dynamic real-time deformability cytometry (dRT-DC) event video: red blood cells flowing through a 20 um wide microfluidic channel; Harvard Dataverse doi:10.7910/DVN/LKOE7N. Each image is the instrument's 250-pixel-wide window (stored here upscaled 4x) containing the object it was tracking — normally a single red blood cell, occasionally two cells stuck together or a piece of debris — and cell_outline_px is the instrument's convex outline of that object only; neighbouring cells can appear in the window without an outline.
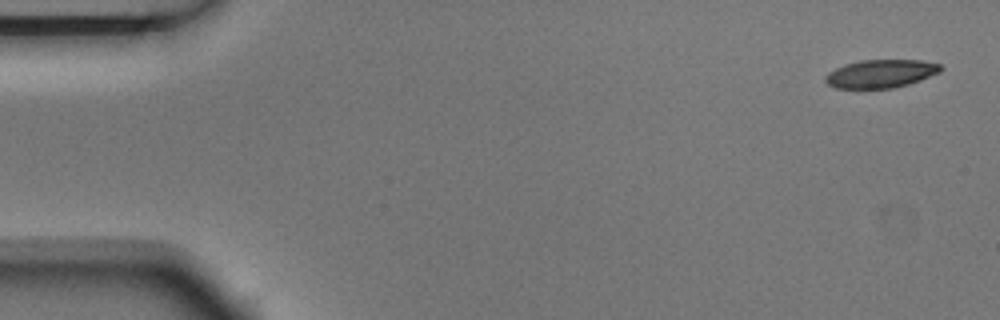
{"species": "Egyptian fruit bat (a non-hibernating species)", "species_latin": "Rousettus aegyptiacus", "temperature_condition": "room temperature", "stored_images_in_passage": 6, "camera_frame_rate_fps": 3000, "um_per_image_px": 0.085, "animal": {"sex": "male"}, "frame": {"image": 1, "passage_image": 1, "time_ms": 0.0, "image_size_px": [1000, 320], "cell_outline_px": [[944, 68], [940, 72], [920, 80], [908, 84], [892, 88], [836, 88], [828, 84], [824, 80], [824, 76], [828, 72], [844, 64], [860, 60], [920, 60], [940, 64]], "centroid_in_image_um": [74.86, 6.26], "position_along_channel_um": 10.1, "area_um2": 18.96}}
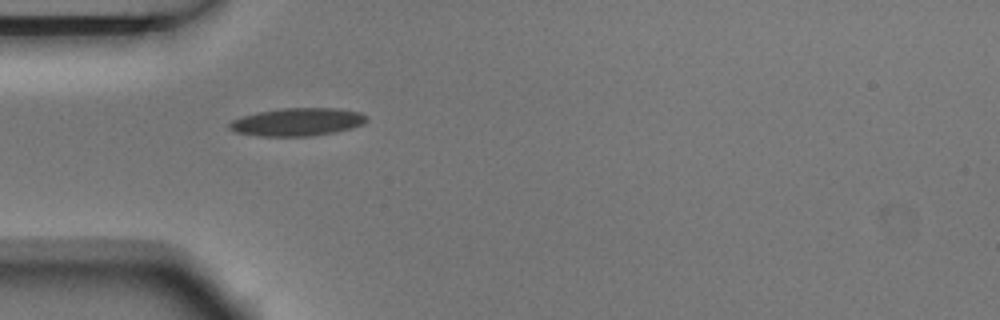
{"frame": {"image": 2, "passage_image": 5, "time_ms": 1.333, "image_size_px": [1000, 320], "cell_outline_px": [[368, 120], [364, 124], [352, 128], [336, 132], [312, 136], [260, 136], [236, 132], [228, 128], [228, 124], [232, 120], [256, 112], [280, 108], [336, 108], [360, 112], [368, 116]], "centroid_in_image_um": [25.31, 10.36], "position_along_channel_um": 59.7, "area_um2": 22.48}}
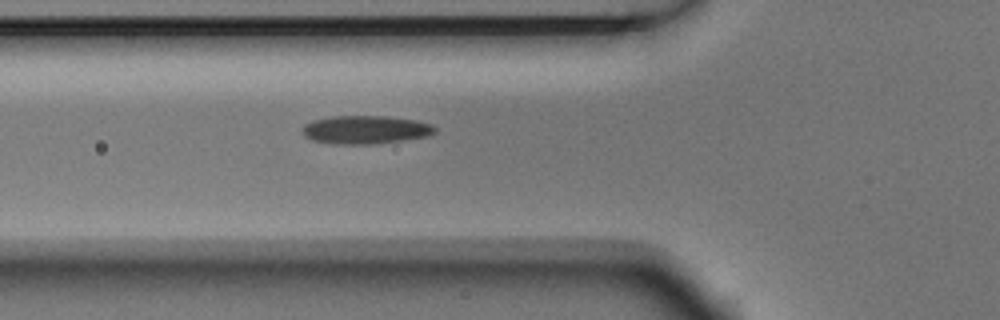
{"frame": {"image": 3, "passage_image": 6, "time_ms": 1.667, "image_size_px": [1000, 320], "cell_outline_px": [[436, 132], [428, 136], [404, 140], [376, 144], [332, 144], [312, 140], [304, 136], [300, 132], [304, 124], [312, 120], [332, 116], [384, 116], [416, 120], [432, 124], [436, 128]], "centroid_in_image_um": [31.04, 11.03], "position_along_channel_um": 94.8, "area_um2": 22.14}}